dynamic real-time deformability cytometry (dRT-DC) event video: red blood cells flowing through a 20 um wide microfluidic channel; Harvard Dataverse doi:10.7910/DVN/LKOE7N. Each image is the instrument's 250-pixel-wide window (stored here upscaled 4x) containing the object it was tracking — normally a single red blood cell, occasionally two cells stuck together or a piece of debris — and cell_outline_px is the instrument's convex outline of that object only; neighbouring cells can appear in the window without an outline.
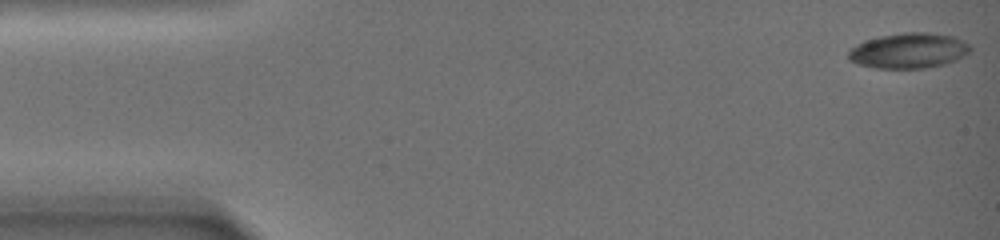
{"species": "common noctule bat (a hibernating species)", "species_latin": "Nyctalus noctula", "temperature_condition": "warm", "stored_images_in_passage": 12, "camera_frame_rate_fps": 3000, "um_per_image_px": 0.085, "animal": {"sex": "female", "body_mass_g": 19.0, "forearm_length_mm": 51.5}, "frame": {"image": 1, "passage_image": 1, "time_ms": 0.0, "image_size_px": [1000, 240], "cell_outline_px": [[972, 48], [964, 56], [956, 60], [944, 64], [924, 68], [876, 68], [860, 64], [848, 60], [848, 52], [856, 44], [864, 40], [880, 36], [904, 32], [928, 32], [956, 36], [968, 44]], "centroid_in_image_um": [77.25, 4.29], "position_along_channel_um": 7.8, "area_um2": 25.14}}
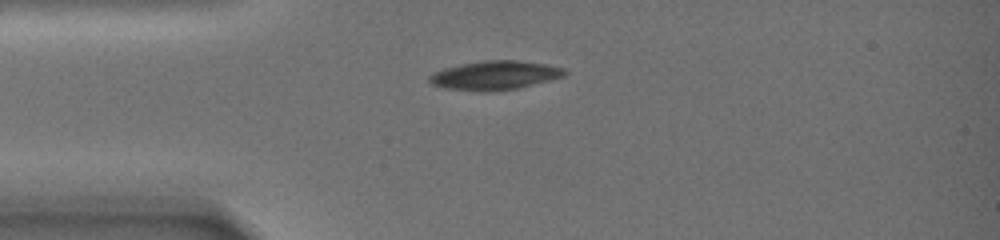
{"frame": {"image": 2, "passage_image": 10, "time_ms": 5.667, "image_size_px": [1000, 240], "cell_outline_px": [[568, 72], [564, 76], [520, 88], [496, 92], [476, 92], [444, 88], [432, 84], [428, 80], [428, 76], [432, 72], [444, 68], [460, 64], [484, 60], [520, 60], [544, 64], [564, 68]], "centroid_in_image_um": [42.03, 6.42], "position_along_channel_um": 43.0, "area_um2": 23.24}}